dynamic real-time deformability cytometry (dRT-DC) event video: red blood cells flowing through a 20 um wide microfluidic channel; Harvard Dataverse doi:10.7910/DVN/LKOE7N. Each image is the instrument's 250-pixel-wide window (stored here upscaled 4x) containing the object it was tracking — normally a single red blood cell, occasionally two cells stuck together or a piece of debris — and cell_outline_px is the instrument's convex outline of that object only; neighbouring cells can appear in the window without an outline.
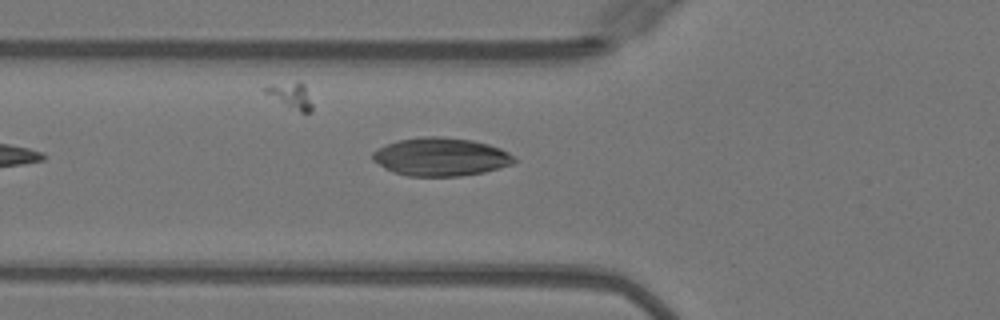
{"species": "Egyptian fruit bat (a non-hibernating species)", "species_latin": "Rousettus aegyptiacus", "temperature_condition": "warm", "stored_images_in_passage": 6, "camera_frame_rate_fps": 3000, "um_per_image_px": 0.085, "animal": {"sex": "female"}, "frame": {"image": 1, "passage_image": 2, "time_ms": 0.333, "image_size_px": [1000, 320], "cell_outline_px": [[516, 160], [512, 164], [484, 172], [460, 176], [408, 176], [392, 172], [384, 168], [372, 160], [372, 152], [388, 144], [400, 140], [424, 136], [440, 136], [472, 140], [488, 144], [500, 148], [508, 152]], "centroid_in_image_um": [37.45, 13.34], "position_along_channel_um": 88.3, "area_um2": 31.39}}